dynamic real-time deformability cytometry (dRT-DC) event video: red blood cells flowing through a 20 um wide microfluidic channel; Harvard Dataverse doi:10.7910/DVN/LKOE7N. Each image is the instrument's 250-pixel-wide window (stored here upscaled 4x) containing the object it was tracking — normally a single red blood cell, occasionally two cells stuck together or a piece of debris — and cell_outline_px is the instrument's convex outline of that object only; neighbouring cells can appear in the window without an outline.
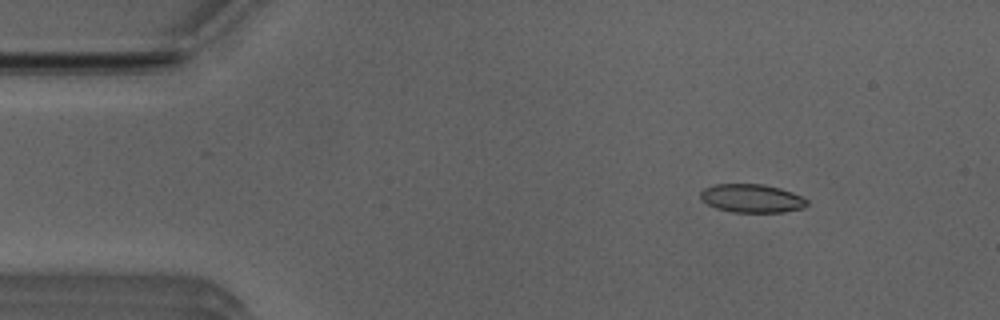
{"species": "Egyptian fruit bat (a non-hibernating species)", "species_latin": "Rousettus aegyptiacus", "temperature_condition": "room temperature", "stored_images_in_passage": 49, "camera_frame_rate_fps": 3000, "um_per_image_px": 0.085, "animal": {"sex": "male"}, "frame": {"image": 1, "passage_image": 7, "time_ms": 2.0, "image_size_px": [1000, 320], "cell_outline_px": [[808, 204], [804, 208], [784, 212], [732, 212], [716, 208], [700, 200], [700, 192], [704, 188], [716, 184], [764, 184], [780, 188], [792, 192], [808, 200]], "centroid_in_image_um": [63.9, 16.86], "position_along_channel_um": 21.1, "area_um2": 17.74}}
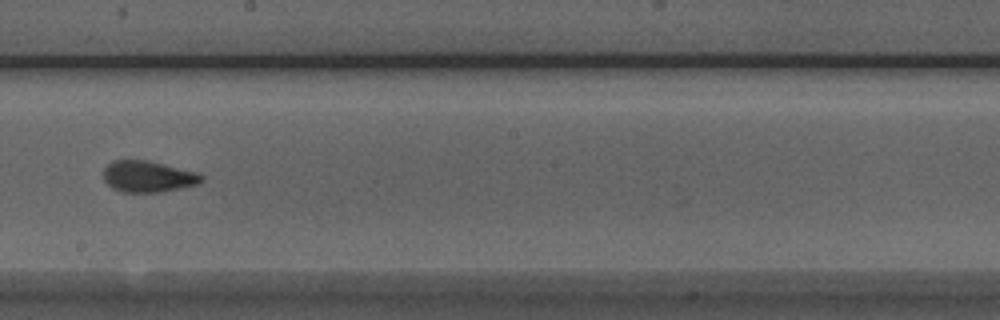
{"frame": {"image": 2, "passage_image": 29, "time_ms": 9.333, "image_size_px": [1000, 320], "cell_outline_px": [[204, 180], [200, 184], [160, 192], [120, 192], [112, 188], [104, 180], [104, 168], [112, 160], [148, 160], [196, 172], [204, 176]], "centroid_in_image_um": [12.59, 15.01], "position_along_channel_um": 235.6, "area_um2": 17.98}}
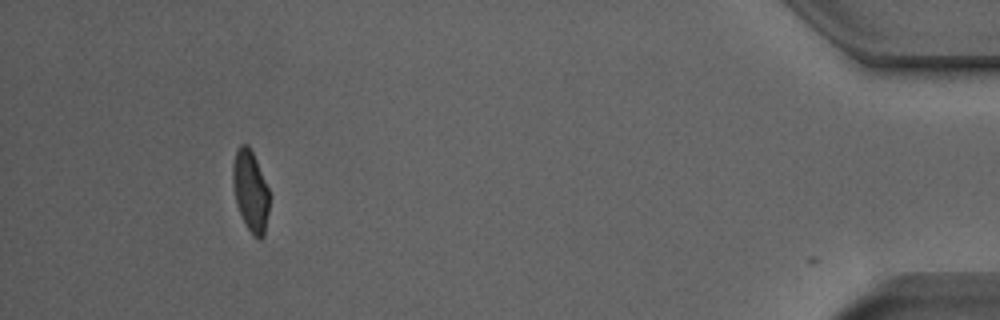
{"frame": {"image": 3, "passage_image": 48, "time_ms": 15.667, "image_size_px": [1000, 320], "cell_outline_px": [[268, 212], [264, 236], [260, 240], [256, 240], [252, 236], [240, 212], [236, 200], [232, 180], [232, 164], [236, 152], [240, 144], [248, 144], [256, 160], [268, 188]], "centroid_in_image_um": [21.29, 16.24], "position_along_channel_um": 413.9, "area_um2": 16.99}, "authors_computed_cell_mechanics": {"area_um2": 18.0336, "velocity_mm_per_s": 3.9501, "shape_relaxation_time_tau1_ms": 4.5896, "shape_relaxation_time_tau2_ms": 1.1543, "deformation_change_tau1": 0.142, "deformation_change_tau2": 0.0793}}